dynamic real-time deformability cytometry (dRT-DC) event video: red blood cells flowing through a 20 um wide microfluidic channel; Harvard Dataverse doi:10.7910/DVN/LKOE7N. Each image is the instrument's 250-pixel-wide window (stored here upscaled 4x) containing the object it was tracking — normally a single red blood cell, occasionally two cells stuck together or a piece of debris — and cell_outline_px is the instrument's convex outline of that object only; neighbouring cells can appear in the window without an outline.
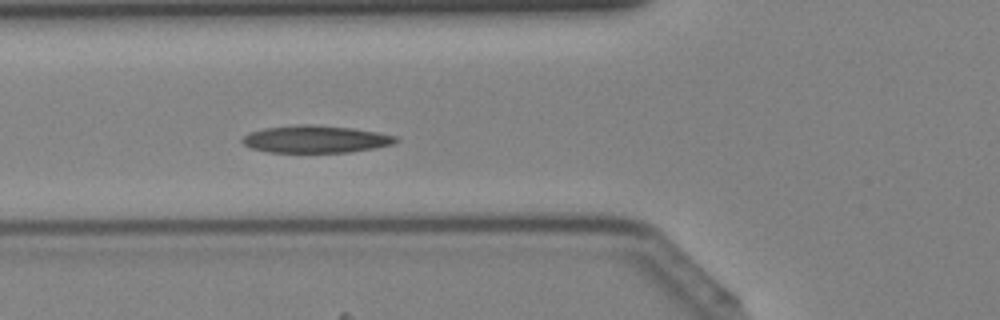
{"species": "Egyptian fruit bat (a non-hibernating species)", "species_latin": "Rousettus aegyptiacus", "temperature_condition": "cold", "stored_images_in_passage": 43, "camera_frame_rate_fps": 3000, "um_per_image_px": 0.085, "animal": {"sex": "female"}, "frame": {"image": 1, "passage_image": 16, "time_ms": 5.0, "image_size_px": [1000, 320], "cell_outline_px": [[400, 140], [392, 144], [372, 148], [348, 152], [268, 152], [252, 148], [244, 144], [240, 140], [248, 132], [264, 128], [296, 124], [312, 124], [352, 128], [400, 136]], "centroid_in_image_um": [26.82, 11.82], "position_along_channel_um": 99.0, "area_um2": 24.51}}
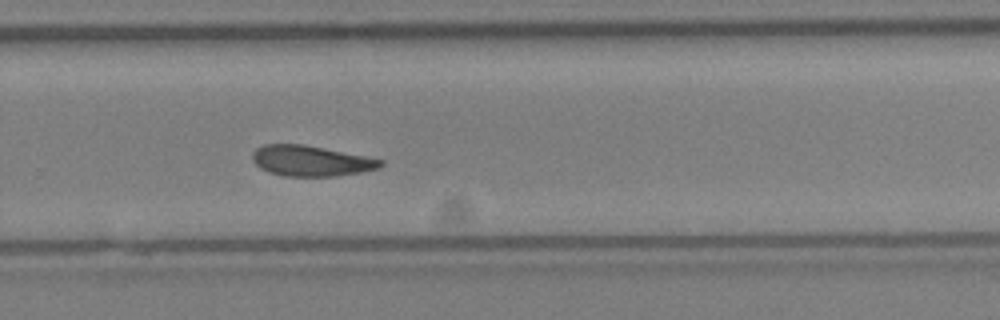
{"frame": {"image": 2, "passage_image": 29, "time_ms": 9.333, "image_size_px": [1000, 320], "cell_outline_px": [[384, 164], [380, 168], [360, 172], [336, 176], [284, 176], [268, 172], [260, 168], [252, 160], [252, 152], [256, 148], [264, 144], [304, 144], [384, 160]], "centroid_in_image_um": [26.41, 13.67], "position_along_channel_um": 303.4, "area_um2": 22.83}}
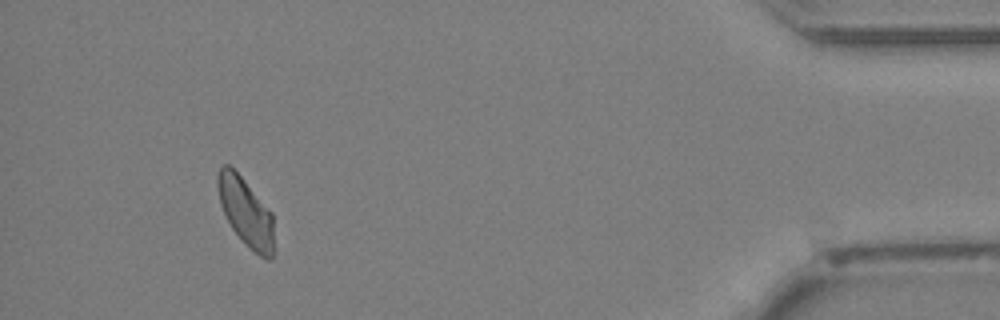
{"frame": {"image": 3, "passage_image": 40, "time_ms": 13.0, "image_size_px": [1000, 320], "cell_outline_px": [[272, 256], [268, 260], [264, 260], [252, 252], [244, 244], [232, 228], [220, 204], [216, 184], [216, 176], [220, 168], [224, 164], [228, 164], [240, 176], [272, 212]], "centroid_in_image_um": [20.86, 18.04], "position_along_channel_um": 414.3, "area_um2": 22.2}}